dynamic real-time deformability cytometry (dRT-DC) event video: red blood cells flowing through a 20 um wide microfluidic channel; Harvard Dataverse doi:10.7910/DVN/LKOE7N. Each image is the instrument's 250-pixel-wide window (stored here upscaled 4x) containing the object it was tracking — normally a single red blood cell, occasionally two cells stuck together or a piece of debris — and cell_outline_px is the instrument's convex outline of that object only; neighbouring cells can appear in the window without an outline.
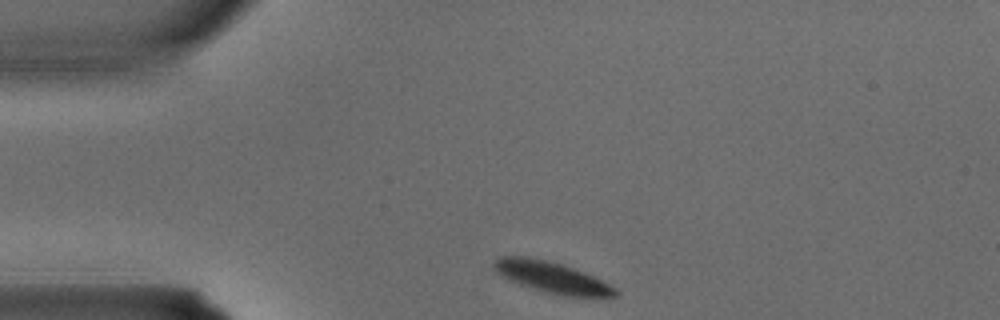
{"species": "common noctule bat (a hibernating species)", "species_latin": "Nyctalus noctula", "temperature_condition": "warm", "stored_images_in_passage": 1, "camera_frame_rate_fps": 3000, "um_per_image_px": 0.085, "animal": {"sex": "male", "body_mass_g": 15.6}, "frame": {"image": 1, "passage_image": 1, "time_ms": 0.0, "image_size_px": [1000, 320], "cell_outline_px": [[620, 292], [616, 296], [564, 296], [544, 292], [508, 280], [500, 276], [496, 272], [492, 264], [492, 260], [500, 256], [528, 256], [548, 260], [564, 264], [584, 272], [616, 288]], "centroid_in_image_um": [46.84, 23.55], "position_along_channel_um": 38.2, "area_um2": 22.2}}